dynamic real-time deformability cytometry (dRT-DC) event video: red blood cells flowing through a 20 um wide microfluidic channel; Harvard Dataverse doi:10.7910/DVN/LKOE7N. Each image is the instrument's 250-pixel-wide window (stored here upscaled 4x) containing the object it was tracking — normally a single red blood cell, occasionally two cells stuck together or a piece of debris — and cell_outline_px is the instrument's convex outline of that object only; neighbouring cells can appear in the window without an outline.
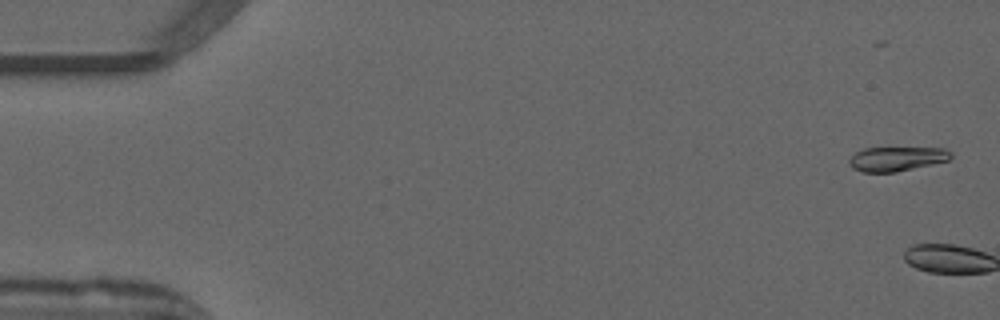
{"species": "common noctule bat (a hibernating species)", "species_latin": "Nyctalus noctula", "temperature_condition": "warm", "stored_images_in_passage": 3, "camera_frame_rate_fps": 3000, "um_per_image_px": 0.085, "animal": {"sex": "male", "forearm_length_mm": 52.5}, "frame": {"image": 1, "passage_image": 2, "time_ms": 0.333, "image_size_px": [1000, 320], "cell_outline_px": [[952, 156], [948, 160], [896, 172], [860, 172], [852, 168], [848, 164], [848, 160], [856, 152], [864, 148], [944, 148], [952, 152]], "centroid_in_image_um": [76.18, 13.5], "position_along_channel_um": 8.8, "area_um2": 14.39}}